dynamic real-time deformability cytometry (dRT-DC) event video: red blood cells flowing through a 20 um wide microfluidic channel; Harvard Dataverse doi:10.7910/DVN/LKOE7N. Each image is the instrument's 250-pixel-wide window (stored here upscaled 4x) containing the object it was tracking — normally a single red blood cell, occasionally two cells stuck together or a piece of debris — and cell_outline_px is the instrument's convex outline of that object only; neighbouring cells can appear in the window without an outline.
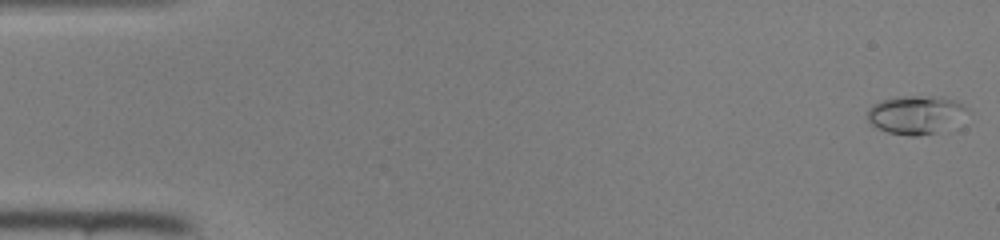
{"species": "common noctule bat (a hibernating species)", "species_latin": "Nyctalus noctula", "temperature_condition": "room temperature", "stored_images_in_passage": 47, "camera_frame_rate_fps": 3000, "um_per_image_px": 0.085, "animal": {"sex": "female", "body_mass_g": 22.0, "forearm_length_mm": 56.7}, "frame": {"image": 1, "passage_image": 1, "time_ms": 0.0, "image_size_px": [1000, 240], "cell_outline_px": [[968, 112], [936, 132], [916, 136], [908, 136], [888, 132], [872, 124], [868, 120], [868, 108], [872, 104], [884, 100], [904, 96], [944, 96], [956, 100], [964, 104]], "centroid_in_image_um": [77.81, 9.72], "position_along_channel_um": 7.2, "area_um2": 21.79}}
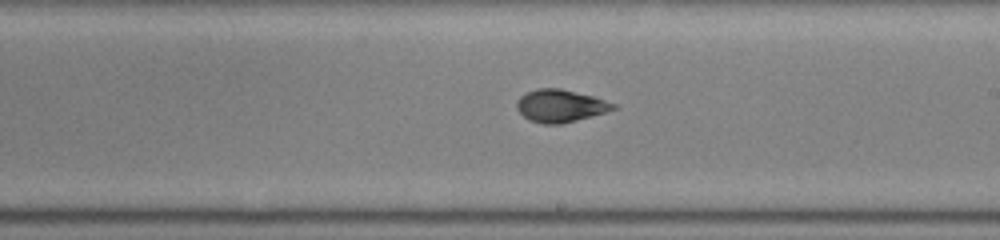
{"frame": {"image": 2, "passage_image": 27, "time_ms": 8.667, "image_size_px": [1000, 240], "cell_outline_px": [[616, 108], [592, 116], [560, 124], [544, 124], [528, 120], [516, 108], [516, 104], [520, 96], [536, 88], [560, 88], [592, 96], [616, 104]], "centroid_in_image_um": [47.59, 8.99], "position_along_channel_um": 241.4, "area_um2": 18.09}}
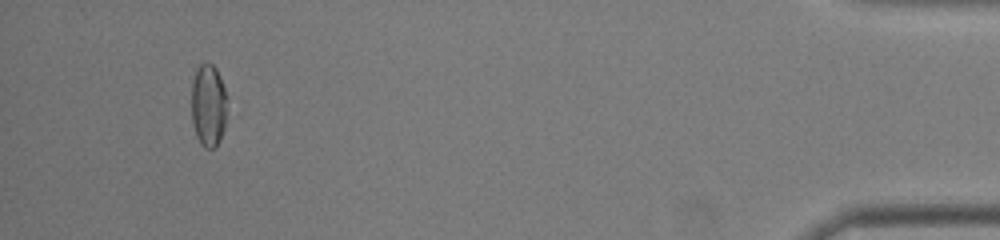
{"frame": {"image": 3, "passage_image": 44, "time_ms": 14.333, "image_size_px": [1000, 240], "cell_outline_px": [[224, 128], [220, 140], [212, 148], [204, 148], [200, 144], [196, 136], [192, 120], [192, 84], [196, 68], [200, 64], [212, 64], [216, 68], [220, 76], [224, 88]], "centroid_in_image_um": [17.67, 8.96], "position_along_channel_um": 417.5, "area_um2": 16.7}}